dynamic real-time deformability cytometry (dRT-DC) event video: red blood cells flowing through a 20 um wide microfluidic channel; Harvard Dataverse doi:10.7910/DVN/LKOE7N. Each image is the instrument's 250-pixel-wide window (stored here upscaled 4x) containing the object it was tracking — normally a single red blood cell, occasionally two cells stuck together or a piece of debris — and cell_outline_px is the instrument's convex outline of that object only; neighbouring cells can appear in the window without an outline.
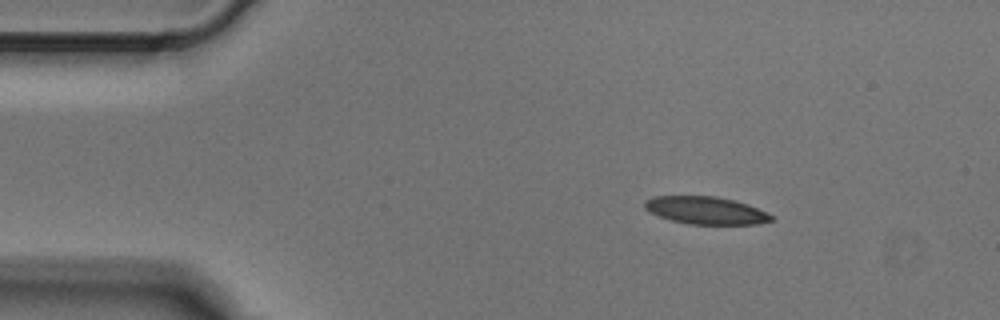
{"species": "Egyptian fruit bat (a non-hibernating species)", "species_latin": "Rousettus aegyptiacus", "temperature_condition": "cold", "stored_images_in_passage": 4, "camera_frame_rate_fps": 3000, "um_per_image_px": 0.085, "animal": {"sex": "male"}, "frame": {"image": 1, "passage_image": 1, "time_ms": 0.0, "image_size_px": [1000, 320], "cell_outline_px": [[776, 216], [772, 220], [756, 224], [688, 224], [672, 220], [648, 212], [644, 208], [644, 200], [652, 196], [716, 196], [748, 204], [768, 212]], "centroid_in_image_um": [59.99, 17.88], "position_along_channel_um": 25.0, "area_um2": 20.46}}
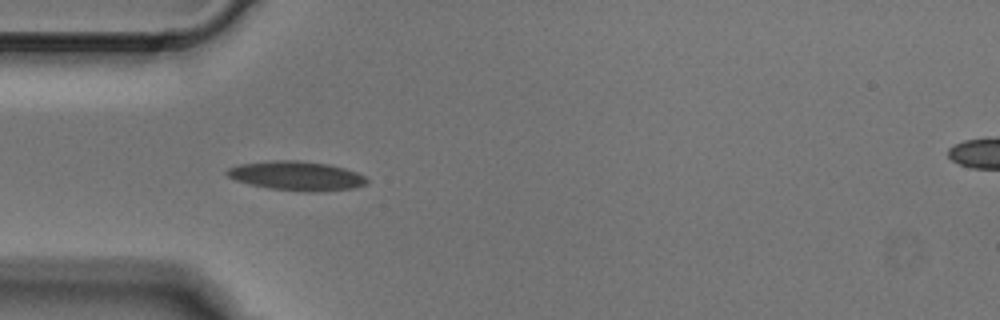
{"frame": {"image": 2, "passage_image": 3, "time_ms": 0.667, "image_size_px": [1000, 320], "cell_outline_px": [[368, 184], [356, 188], [312, 192], [308, 192], [268, 188], [236, 180], [228, 176], [224, 172], [228, 168], [236, 164], [276, 160], [296, 160], [328, 164], [344, 168], [356, 172], [364, 176], [368, 180]], "centroid_in_image_um": [25.22, 14.94], "position_along_channel_um": 59.8, "area_um2": 23.81}}
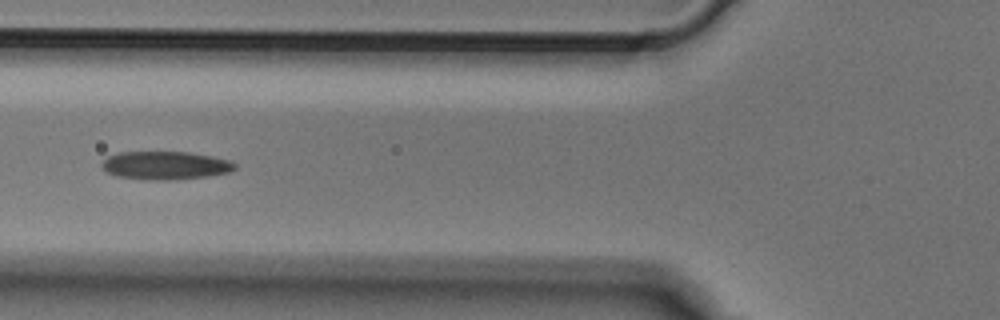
{"frame": {"image": 3, "passage_image": 4, "time_ms": 1.0, "image_size_px": [1000, 320], "cell_outline_px": [[236, 168], [228, 172], [208, 176], [172, 180], [148, 180], [116, 176], [108, 172], [100, 164], [108, 156], [120, 152], [188, 152], [212, 156], [228, 160], [236, 164]], "centroid_in_image_um": [14.05, 14.06], "position_along_channel_um": 111.8, "area_um2": 21.79}}